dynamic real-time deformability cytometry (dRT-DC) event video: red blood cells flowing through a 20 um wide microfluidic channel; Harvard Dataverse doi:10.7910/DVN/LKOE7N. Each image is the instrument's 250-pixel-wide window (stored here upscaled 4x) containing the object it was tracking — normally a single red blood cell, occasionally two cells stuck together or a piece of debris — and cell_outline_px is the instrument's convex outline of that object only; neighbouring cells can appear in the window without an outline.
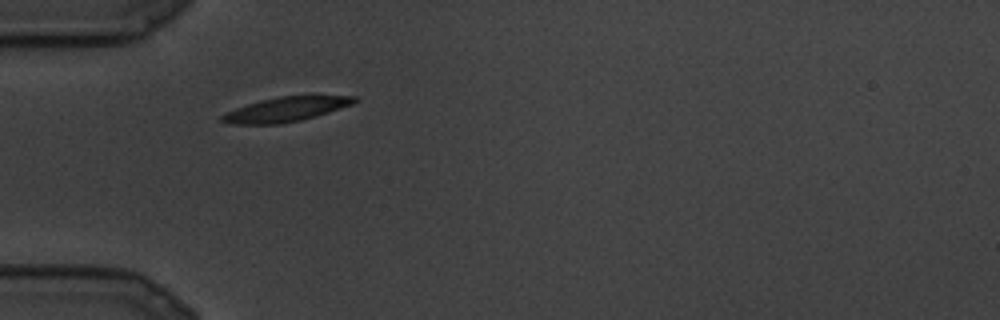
{"species": "common noctule bat (a hibernating species)", "species_latin": "Nyctalus noctula", "temperature_condition": "cold", "stored_images_in_passage": 8, "camera_frame_rate_fps": 3000, "um_per_image_px": 0.085, "animal": {"sex": "male", "body_mass_g": 19.5, "forearm_length_mm": 54.6}, "frame": {"image": 1, "passage_image": 1, "time_ms": 0.0, "image_size_px": [1000, 320], "cell_outline_px": [[360, 100], [352, 104], [316, 116], [300, 120], [280, 124], [228, 124], [220, 120], [220, 116], [236, 108], [260, 100], [280, 96], [360, 96]], "centroid_in_image_um": [24.3, 9.29], "position_along_channel_um": 60.7, "area_um2": 18.79}}
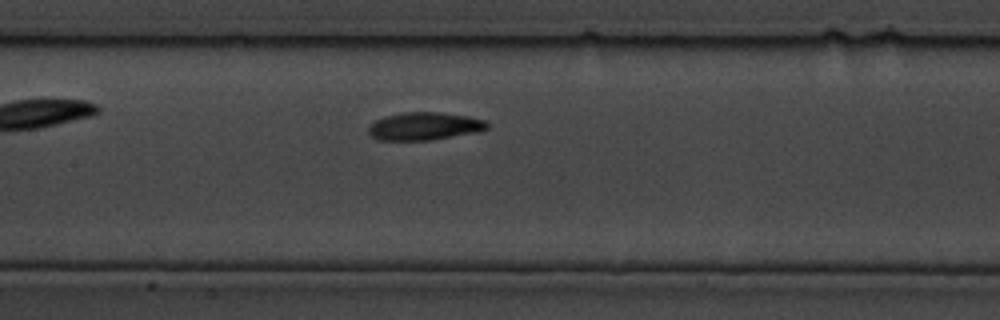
{"frame": {"image": 2, "passage_image": 6, "time_ms": 1.667, "image_size_px": [1000, 320], "cell_outline_px": [[488, 128], [480, 132], [428, 140], [376, 140], [368, 132], [368, 124], [384, 116], [404, 112], [436, 112], [468, 116], [484, 120], [488, 124]], "centroid_in_image_um": [36.05, 10.73], "position_along_channel_um": 171.4, "area_um2": 19.31}}
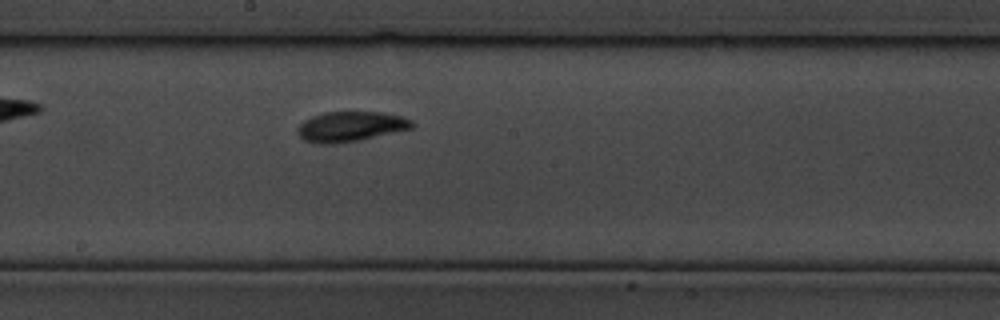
{"frame": {"image": 3, "passage_image": 8, "time_ms": 2.333, "image_size_px": [1000, 320], "cell_outline_px": [[412, 128], [360, 140], [336, 144], [316, 144], [304, 140], [296, 132], [296, 128], [304, 120], [312, 116], [324, 112], [384, 112], [400, 116], [412, 120]], "centroid_in_image_um": [29.74, 10.76], "position_along_channel_um": 218.5, "area_um2": 20.11}}